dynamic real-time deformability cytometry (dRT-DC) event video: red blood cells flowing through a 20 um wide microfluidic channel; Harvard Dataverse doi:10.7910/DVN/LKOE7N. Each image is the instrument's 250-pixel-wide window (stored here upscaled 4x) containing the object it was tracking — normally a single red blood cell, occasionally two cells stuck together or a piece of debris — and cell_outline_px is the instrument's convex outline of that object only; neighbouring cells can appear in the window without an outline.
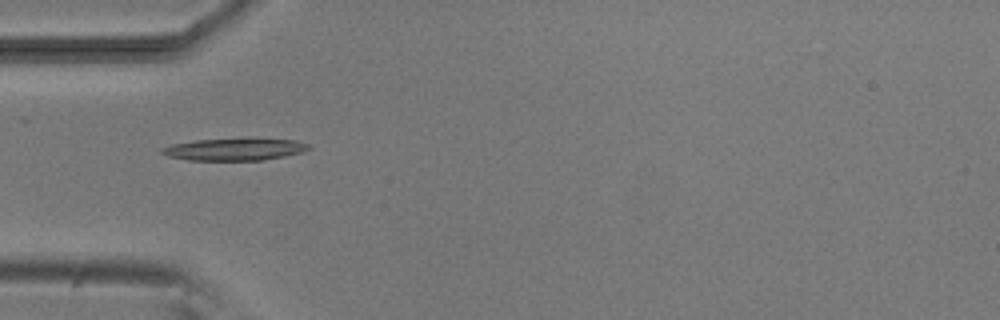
{"species": "common noctule bat (a hibernating species)", "species_latin": "Nyctalus noctula", "temperature_condition": "room temperature", "stored_images_in_passage": 6, "camera_frame_rate_fps": 3000, "um_per_image_px": 0.085, "animal": {"sex": "male", "body_mass_g": 20.5, "forearm_length_mm": 52.5}, "frame": {"image": 1, "passage_image": 3, "time_ms": 2.333, "image_size_px": [1000, 320], "cell_outline_px": [[312, 148], [300, 152], [284, 156], [260, 160], [188, 160], [168, 156], [160, 152], [160, 148], [172, 144], [196, 140], [256, 136], [296, 140], [308, 144]], "centroid_in_image_um": [19.97, 12.65], "position_along_channel_um": 65.0, "area_um2": 19.65}}
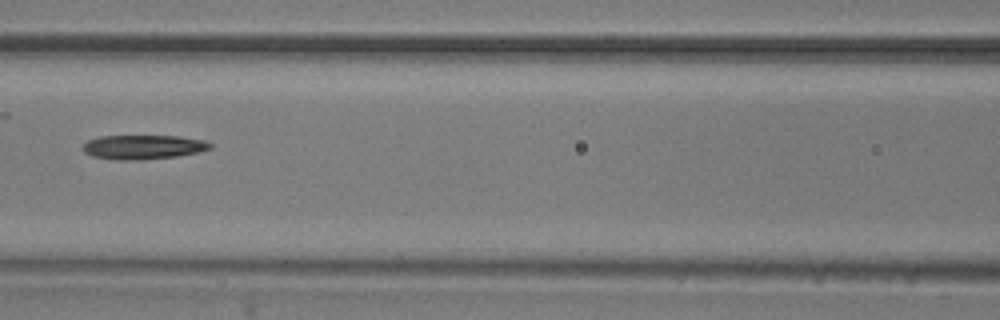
{"frame": {"image": 2, "passage_image": 5, "time_ms": 4.667, "image_size_px": [1000, 320], "cell_outline_px": [[212, 148], [200, 152], [176, 156], [140, 160], [116, 160], [92, 156], [84, 152], [80, 148], [88, 140], [100, 136], [176, 136], [204, 140], [212, 144]], "centroid_in_image_um": [12.15, 12.5], "position_along_channel_um": 154.4, "area_um2": 18.09}}
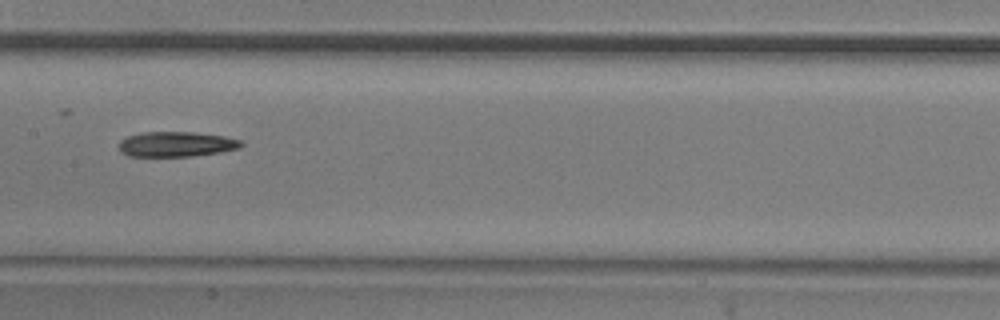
{"frame": {"image": 3, "passage_image": 6, "time_ms": 5.667, "image_size_px": [1000, 320], "cell_outline_px": [[244, 144], [240, 148], [220, 152], [192, 156], [128, 156], [120, 152], [120, 140], [128, 136], [140, 132], [192, 132], [224, 136], [244, 140]], "centroid_in_image_um": [15.01, 12.25], "position_along_channel_um": 192.4, "area_um2": 17.98}}